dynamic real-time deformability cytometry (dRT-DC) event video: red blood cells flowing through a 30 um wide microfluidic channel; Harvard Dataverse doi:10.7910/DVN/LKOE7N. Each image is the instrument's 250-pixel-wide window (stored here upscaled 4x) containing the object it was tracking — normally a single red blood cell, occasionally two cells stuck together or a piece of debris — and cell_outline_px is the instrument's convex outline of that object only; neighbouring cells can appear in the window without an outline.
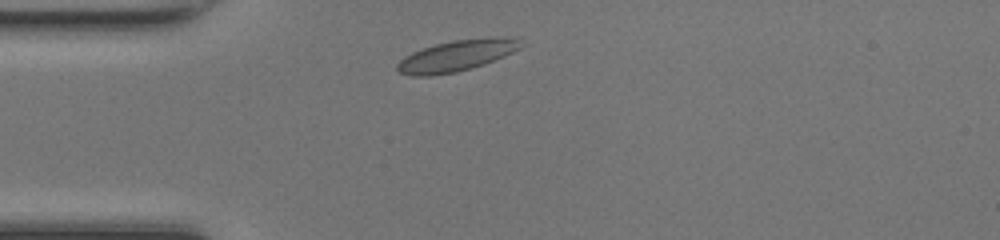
{"species": "common noctule bat (a hibernating species)", "species_latin": "Nyctalus noctula", "temperature_condition": "room temperature", "stored_images_in_passage": 32, "camera_frame_rate_fps": 3000, "um_per_image_px": 0.085, "animal": {"sex": "female", "body_mass_g": 17.0, "forearm_length_mm": 48.0}, "frame": {"image": 1, "passage_image": 1, "time_ms": 0.0, "image_size_px": [1000, 240], "cell_outline_px": [[524, 44], [520, 48], [504, 56], [484, 64], [472, 68], [456, 72], [432, 76], [412, 76], [400, 72], [396, 68], [396, 64], [404, 56], [412, 52], [436, 44], [452, 40], [488, 36], [504, 36], [520, 40]], "centroid_in_image_um": [38.83, 4.72], "position_along_channel_um": 46.2, "area_um2": 22.66}}
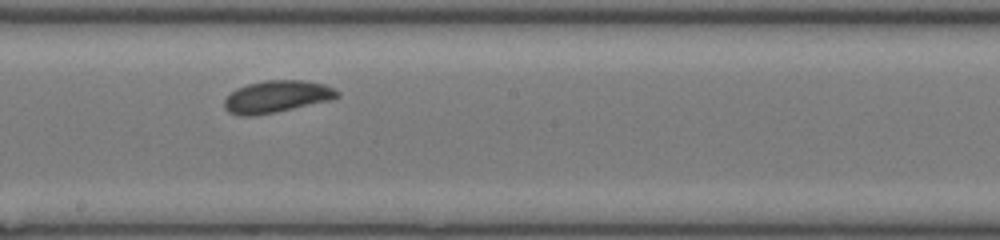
{"frame": {"image": 2, "passage_image": 15, "time_ms": 4.667, "image_size_px": [1000, 240], "cell_outline_px": [[340, 96], [332, 100], [276, 112], [252, 116], [240, 116], [228, 112], [224, 108], [224, 100], [236, 88], [248, 84], [264, 80], [304, 80], [324, 84], [340, 92]], "centroid_in_image_um": [23.53, 8.21], "position_along_channel_um": 224.7, "area_um2": 21.21}}
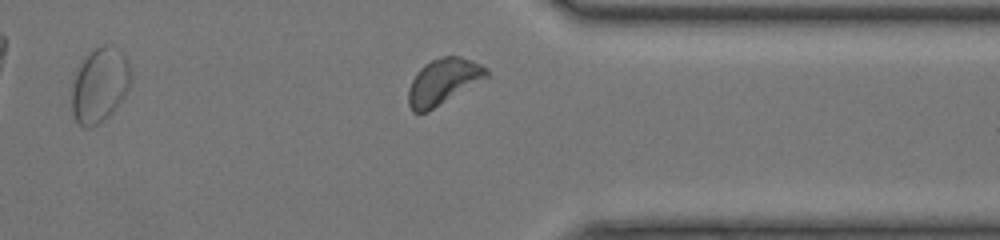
{"frame": {"image": 3, "passage_image": 26, "time_ms": 8.333, "image_size_px": [1000, 240], "cell_outline_px": [[488, 76], [428, 112], [412, 112], [408, 104], [408, 88], [416, 72], [424, 64], [440, 56], [460, 56], [472, 60], [488, 68]], "centroid_in_image_um": [37.64, 6.92], "position_along_channel_um": 373.8, "area_um2": 20.81}, "authors_computed_cell_mechanics": {"area_um2": 20.8658, "velocity_mm_per_s": 4.1824, "shape_relaxation_time_tau1_ms": null, "shape_relaxation_time_tau2_ms": 0.7394, "deformation_change_tau1": null, "deformation_change_tau2": 0.0419}}